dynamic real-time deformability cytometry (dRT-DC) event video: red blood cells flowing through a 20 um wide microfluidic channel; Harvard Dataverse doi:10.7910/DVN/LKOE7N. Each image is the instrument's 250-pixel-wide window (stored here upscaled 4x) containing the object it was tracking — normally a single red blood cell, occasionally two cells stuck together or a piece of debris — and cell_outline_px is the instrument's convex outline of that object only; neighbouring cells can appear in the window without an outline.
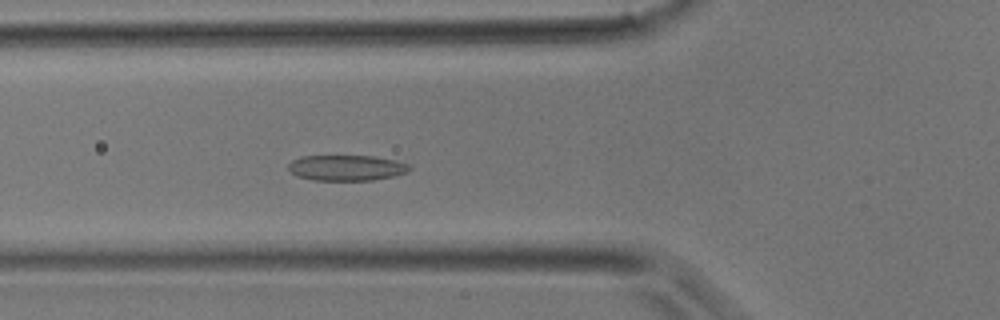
{"species": "common noctule bat (a hibernating species)", "species_latin": "Nyctalus noctula", "temperature_condition": "room temperature", "stored_images_in_passage": 29, "camera_frame_rate_fps": 3000, "um_per_image_px": 0.085, "animal": {"sex": "male", "body_mass_g": 17.9}, "frame": {"image": 1, "passage_image": 7, "time_ms": 2.0, "image_size_px": [1000, 320], "cell_outline_px": [[412, 168], [408, 172], [396, 176], [372, 180], [312, 180], [296, 176], [288, 168], [288, 164], [292, 160], [300, 156], [372, 156], [396, 160], [412, 164]], "centroid_in_image_um": [29.5, 14.26], "position_along_channel_um": 96.3, "area_um2": 18.32}}
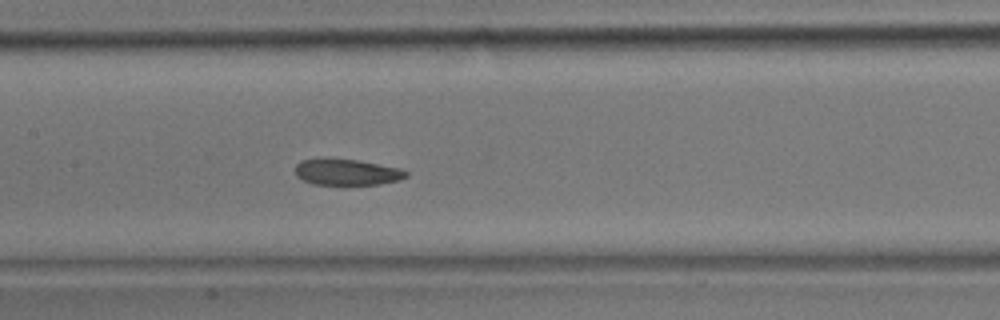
{"frame": {"image": 2, "passage_image": 12, "time_ms": 3.667, "image_size_px": [1000, 320], "cell_outline_px": [[408, 176], [400, 180], [380, 184], [344, 188], [312, 184], [296, 176], [296, 164], [300, 160], [320, 156], [356, 160], [400, 168], [408, 172]], "centroid_in_image_um": [29.43, 14.66], "position_along_channel_um": 178.0, "area_um2": 18.21}}
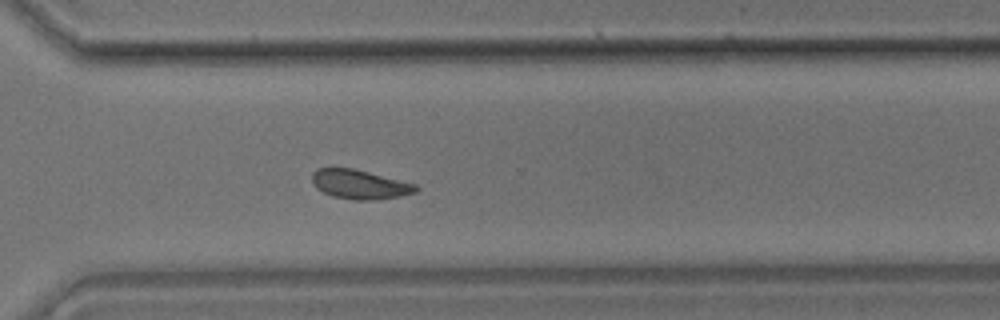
{"frame": {"image": 3, "passage_image": 22, "time_ms": 7.0, "image_size_px": [1000, 320], "cell_outline_px": [[420, 188], [416, 192], [400, 196], [376, 200], [352, 200], [332, 196], [316, 188], [312, 184], [312, 172], [316, 168], [352, 168], [416, 184]], "centroid_in_image_um": [30.56, 15.68], "position_along_channel_um": 340.0, "area_um2": 17.74}}